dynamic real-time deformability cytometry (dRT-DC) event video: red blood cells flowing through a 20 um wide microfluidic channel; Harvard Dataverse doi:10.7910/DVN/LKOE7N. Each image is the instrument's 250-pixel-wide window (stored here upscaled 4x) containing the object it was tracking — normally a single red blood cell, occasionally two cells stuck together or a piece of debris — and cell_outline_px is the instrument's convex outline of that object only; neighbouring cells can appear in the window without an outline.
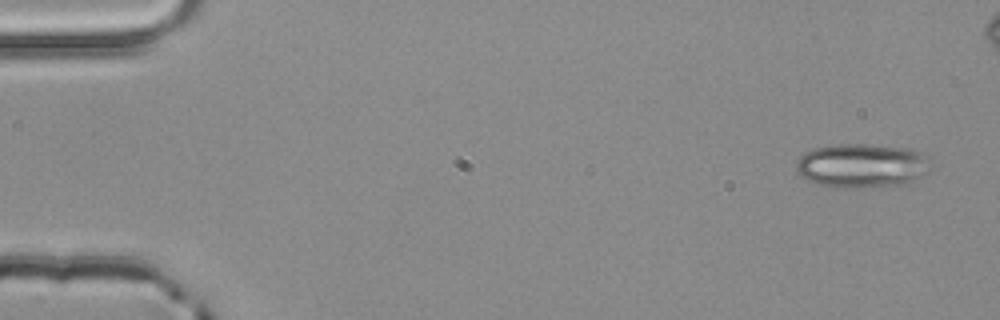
{"species": "common noctule bat (a hibernating species)", "species_latin": "Nyctalus noctula", "temperature_condition": "room temperature", "stored_images_in_passage": 4, "camera_frame_rate_fps": 3000, "um_per_image_px": 0.085, "animal": {"sex": "male", "body_mass_g": 20.4}, "frame": {"image": 1, "passage_image": 1, "time_ms": 0.0, "image_size_px": [1000, 320], "cell_outline_px": [[928, 172], [908, 184], [820, 184], [808, 180], [800, 176], [796, 172], [796, 160], [800, 156], [812, 148], [836, 144], [864, 144], [912, 148], [920, 152], [924, 156]], "centroid_in_image_um": [73.22, 14.0], "position_along_channel_um": 11.8, "area_um2": 33.12}}